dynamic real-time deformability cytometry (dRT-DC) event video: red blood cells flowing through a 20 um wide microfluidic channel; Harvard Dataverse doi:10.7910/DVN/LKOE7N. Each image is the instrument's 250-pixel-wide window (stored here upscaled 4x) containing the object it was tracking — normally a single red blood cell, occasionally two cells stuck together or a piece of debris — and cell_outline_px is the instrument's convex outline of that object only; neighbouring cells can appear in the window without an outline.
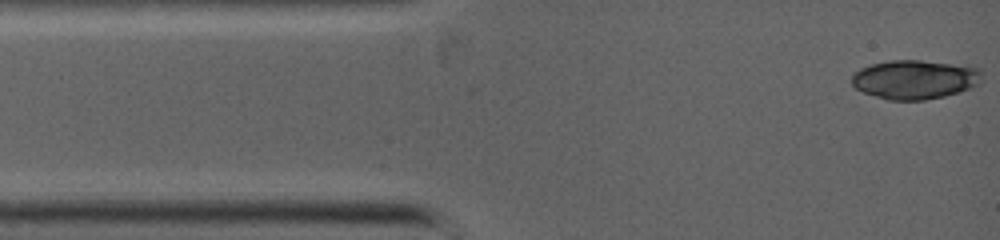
{"species": "common noctule bat (a hibernating species)", "species_latin": "Nyctalus noctula", "temperature_condition": "warm", "stored_images_in_passage": 6, "camera_frame_rate_fps": 5000, "um_per_image_px": 0.085, "animal": {"sex": "female", "body_mass_g": 19.0, "forearm_length_mm": 53.3}, "frame": {"image": 1, "passage_image": 1, "time_ms": 0.0, "image_size_px": [1000, 240], "cell_outline_px": [[980, 84], [960, 92], [944, 96], [924, 100], [888, 100], [864, 92], [856, 88], [852, 84], [852, 76], [860, 68], [872, 64], [892, 60], [920, 60], [980, 68]], "centroid_in_image_um": [77.75, 6.76], "position_along_channel_um": 7.2, "area_um2": 29.36}}
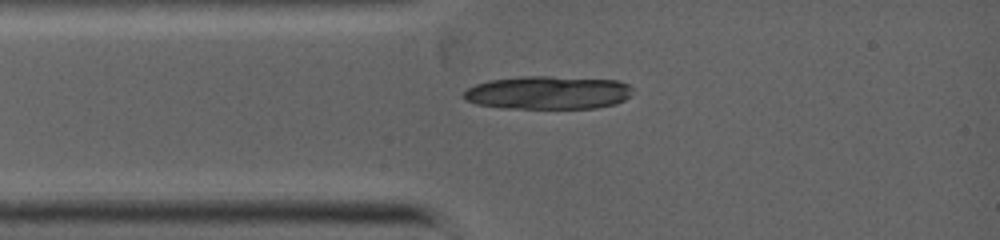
{"frame": {"image": 2, "passage_image": 6, "time_ms": 1.8, "image_size_px": [1000, 240], "cell_outline_px": [[632, 88], [628, 96], [624, 100], [616, 104], [596, 108], [504, 108], [476, 104], [464, 100], [464, 92], [468, 88], [476, 84], [488, 80], [520, 76], [548, 76], [616, 80], [628, 84]], "centroid_in_image_um": [46.56, 7.87], "position_along_channel_um": 38.4, "area_um2": 32.77}}